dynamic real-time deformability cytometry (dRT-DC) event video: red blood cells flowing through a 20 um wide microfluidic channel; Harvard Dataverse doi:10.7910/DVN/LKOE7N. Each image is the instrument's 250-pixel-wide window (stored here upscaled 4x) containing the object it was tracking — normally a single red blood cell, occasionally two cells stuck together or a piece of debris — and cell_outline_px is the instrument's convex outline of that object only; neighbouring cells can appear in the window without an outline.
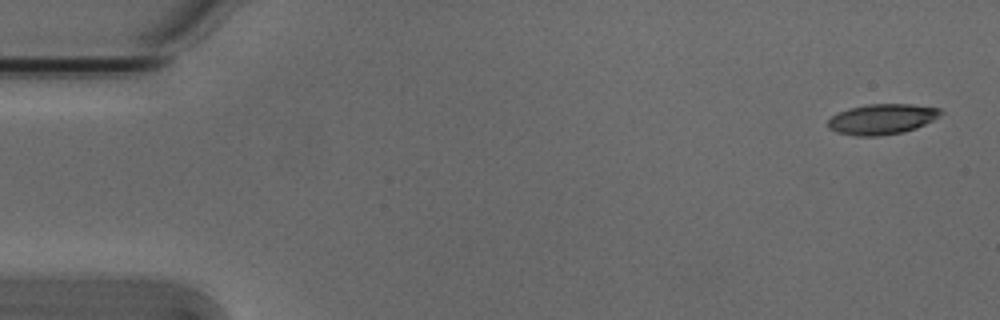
{"species": "Egyptian fruit bat (a non-hibernating species)", "species_latin": "Rousettus aegyptiacus", "temperature_condition": "cold", "stored_images_in_passage": 5, "camera_frame_rate_fps": 3000, "um_per_image_px": 0.085, "animal": {"sex": "male"}, "frame": {"image": 1, "passage_image": 1, "time_ms": 0.0, "image_size_px": [1000, 320], "cell_outline_px": [[944, 112], [940, 116], [916, 128], [904, 132], [876, 136], [856, 136], [836, 132], [828, 128], [828, 120], [836, 112], [848, 108], [868, 104], [912, 104], [940, 108]], "centroid_in_image_um": [74.95, 10.12], "position_along_channel_um": 10.0, "area_um2": 20.11}}
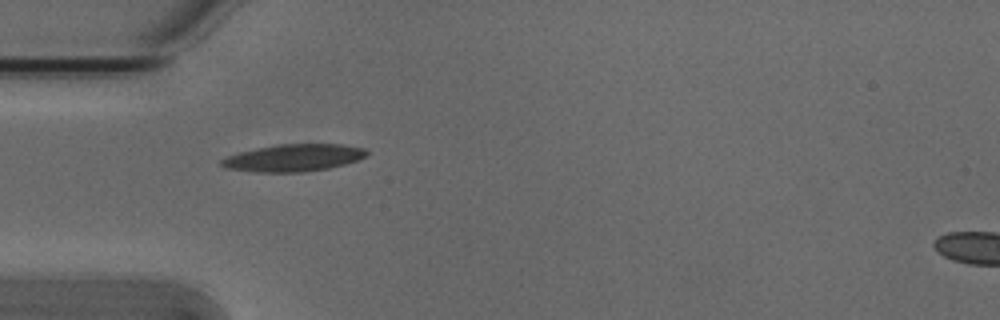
{"frame": {"image": 2, "passage_image": 4, "time_ms": 1.0, "image_size_px": [1000, 320], "cell_outline_px": [[368, 152], [364, 156], [356, 160], [344, 164], [328, 168], [300, 172], [256, 172], [224, 168], [220, 164], [220, 160], [228, 156], [240, 152], [256, 148], [276, 144], [340, 144], [364, 148]], "centroid_in_image_um": [24.9, 13.41], "position_along_channel_um": 60.1, "area_um2": 22.83}}
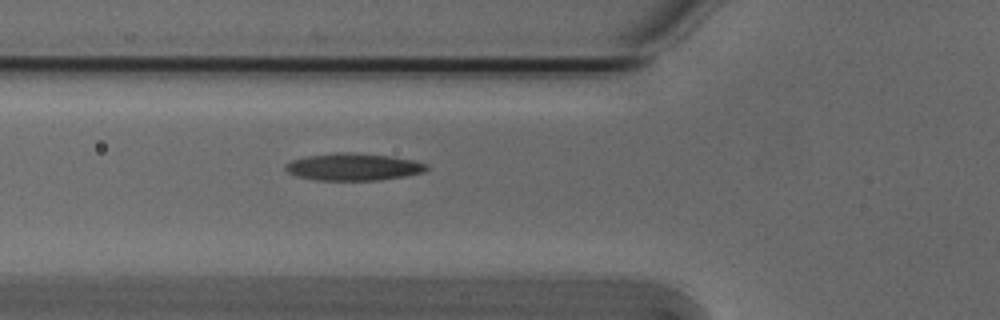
{"frame": {"image": 3, "passage_image": 5, "time_ms": 1.333, "image_size_px": [1000, 320], "cell_outline_px": [[428, 168], [424, 172], [404, 176], [380, 180], [316, 180], [296, 176], [288, 172], [284, 168], [284, 164], [292, 160], [308, 156], [336, 152], [356, 152], [392, 156], [416, 160], [428, 164]], "centroid_in_image_um": [30.06, 14.17], "position_along_channel_um": 95.7, "area_um2": 22.6}}